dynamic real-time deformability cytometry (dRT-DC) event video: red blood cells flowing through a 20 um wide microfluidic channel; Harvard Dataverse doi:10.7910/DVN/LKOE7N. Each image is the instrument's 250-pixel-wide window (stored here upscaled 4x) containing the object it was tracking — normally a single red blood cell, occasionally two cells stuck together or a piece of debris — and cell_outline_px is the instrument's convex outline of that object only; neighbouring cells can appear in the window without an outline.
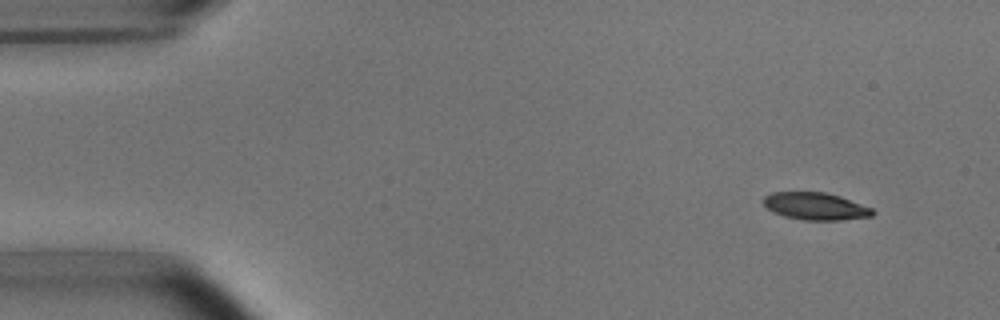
{"species": "common noctule bat (a hibernating species)", "species_latin": "Nyctalus noctula", "temperature_condition": "room temperature", "stored_images_in_passage": 6, "camera_frame_rate_fps": 3000, "um_per_image_px": 0.085, "animal": {"sex": "male", "body_mass_g": 15.6}, "frame": {"image": 1, "passage_image": 2, "time_ms": 1.333, "image_size_px": [1000, 320], "cell_outline_px": [[876, 212], [872, 216], [840, 220], [804, 220], [784, 216], [772, 212], [764, 204], [764, 196], [772, 192], [824, 192], [840, 196], [872, 208]], "centroid_in_image_um": [69.32, 17.53], "position_along_channel_um": 15.7, "area_um2": 17.34}}
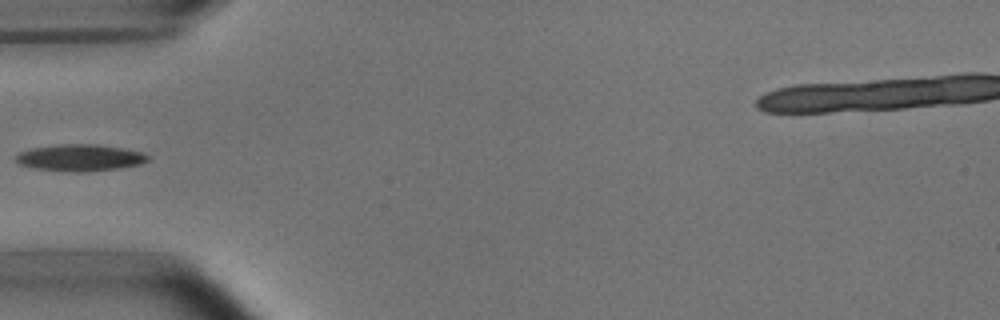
{"frame": {"image": 2, "passage_image": 5, "time_ms": 5.667, "image_size_px": [1000, 320], "cell_outline_px": [[148, 160], [140, 164], [116, 168], [88, 172], [72, 172], [36, 168], [20, 164], [16, 160], [16, 156], [20, 152], [32, 148], [60, 144], [100, 144], [124, 148], [140, 152], [148, 156]], "centroid_in_image_um": [6.8, 13.4], "position_along_channel_um": 78.2, "area_um2": 20.35}}